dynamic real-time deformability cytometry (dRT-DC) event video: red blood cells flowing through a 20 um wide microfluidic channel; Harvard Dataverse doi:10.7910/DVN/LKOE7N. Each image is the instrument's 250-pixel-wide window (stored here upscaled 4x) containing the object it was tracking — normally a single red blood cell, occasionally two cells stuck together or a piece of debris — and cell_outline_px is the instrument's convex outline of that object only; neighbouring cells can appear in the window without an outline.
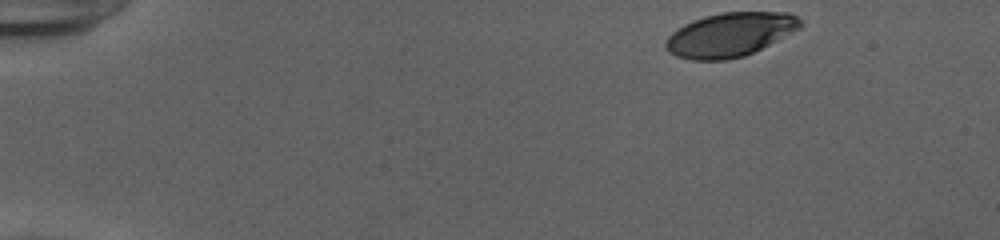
{"species": "human", "species_latin": "Homo sapiens", "temperature_condition": "cold", "stored_images_in_passage": 47, "camera_frame_rate_fps": 3000, "um_per_image_px": 0.085, "donor": {"sex": "female"}, "frame": {"image": 1, "passage_image": 1, "time_ms": 0.0, "image_size_px": [1000, 240], "cell_outline_px": [[804, 24], [800, 28], [744, 56], [728, 60], [692, 60], [676, 56], [668, 52], [664, 44], [668, 36], [672, 32], [684, 24], [692, 20], [704, 16], [720, 12], [788, 12], [796, 16]], "centroid_in_image_um": [62.01, 2.94], "position_along_channel_um": 23.0, "area_um2": 34.39}}
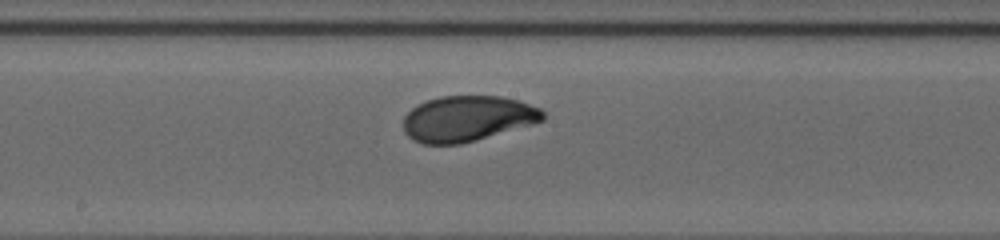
{"frame": {"image": 2, "passage_image": 24, "time_ms": 7.667, "image_size_px": [1000, 240], "cell_outline_px": [[544, 120], [532, 124], [476, 140], [460, 144], [424, 144], [412, 140], [404, 132], [404, 116], [416, 104], [440, 96], [500, 96], [516, 100], [540, 108], [544, 112]], "centroid_in_image_um": [39.7, 10.08], "position_along_channel_um": 208.5, "area_um2": 36.99}}
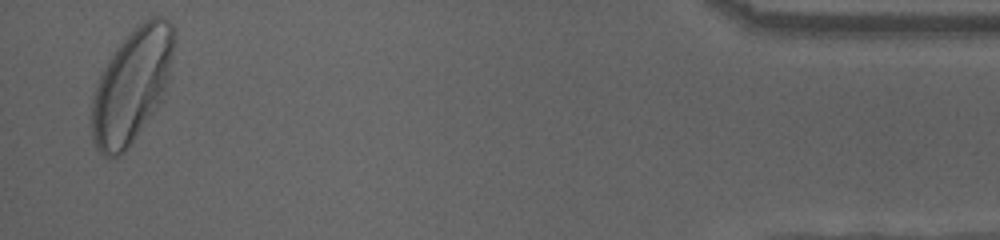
{"frame": {"image": 3, "passage_image": 46, "time_ms": 15.0, "image_size_px": [1000, 240], "cell_outline_px": [[176, 40], [168, 80], [164, 92], [156, 108], [128, 148], [120, 156], [104, 156], [96, 148], [92, 140], [88, 124], [92, 96], [96, 84], [104, 68], [120, 44], [144, 20], [152, 16], [160, 16], [168, 20], [176, 28]], "centroid_in_image_um": [11.19, 7.3], "position_along_channel_um": 424.0, "area_um2": 54.62}, "authors_computed_cell_mechanics": {"area_um2": 36.8764, "velocity_mm_per_s": 3.9082, "shape_relaxation_time_tau1_ms": 2.5682, "shape_relaxation_time_tau2_ms": null, "deformation_change_tau1": 0.132, "deformation_change_tau2": null}}